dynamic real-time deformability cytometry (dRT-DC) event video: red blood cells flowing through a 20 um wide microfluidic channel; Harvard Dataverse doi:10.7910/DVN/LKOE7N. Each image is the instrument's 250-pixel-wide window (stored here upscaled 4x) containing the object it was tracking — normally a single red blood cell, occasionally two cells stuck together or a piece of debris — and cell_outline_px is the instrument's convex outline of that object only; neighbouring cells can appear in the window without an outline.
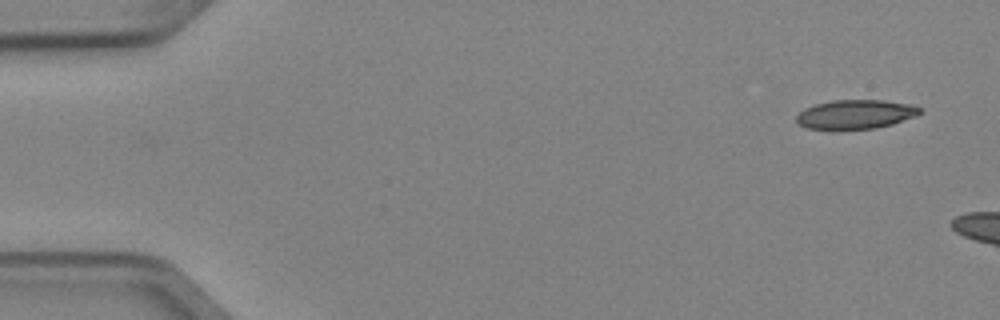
{"species": "Egyptian fruit bat (a non-hibernating species)", "species_latin": "Rousettus aegyptiacus", "temperature_condition": "cold", "stored_images_in_passage": 5, "camera_frame_rate_fps": 3000, "um_per_image_px": 0.085, "animal": {"sex": "female"}, "frame": {"image": 1, "passage_image": 1, "time_ms": 0.0, "image_size_px": [1000, 320], "cell_outline_px": [[920, 112], [916, 116], [892, 124], [876, 128], [808, 128], [800, 124], [796, 120], [796, 116], [804, 108], [816, 104], [832, 100], [884, 100], [912, 104], [920, 108]], "centroid_in_image_um": [72.75, 9.69], "position_along_channel_um": 12.3, "area_um2": 20.58}}